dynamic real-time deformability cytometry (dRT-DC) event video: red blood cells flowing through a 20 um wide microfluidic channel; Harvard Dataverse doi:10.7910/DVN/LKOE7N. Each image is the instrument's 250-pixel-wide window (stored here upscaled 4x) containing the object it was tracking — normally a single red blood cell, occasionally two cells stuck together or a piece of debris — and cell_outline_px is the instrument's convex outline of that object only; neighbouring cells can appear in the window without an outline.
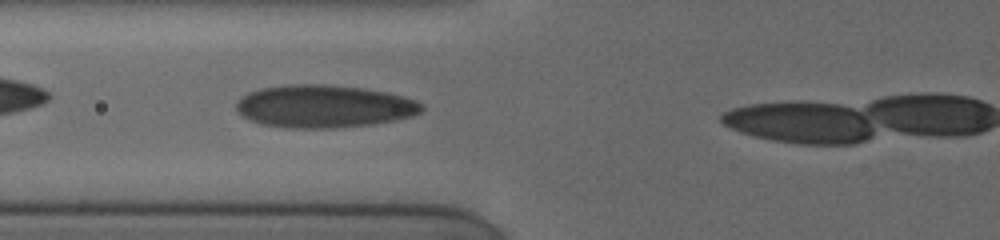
{"species": "human", "species_latin": "Homo sapiens", "temperature_condition": "cold", "stored_images_in_passage": 5, "camera_frame_rate_fps": 3000, "um_per_image_px": 0.085, "donor": {"sex": "female"}, "frame": {"image": 1, "passage_image": 4, "time_ms": 2.0, "image_size_px": [1000, 240], "cell_outline_px": [[424, 108], [420, 112], [412, 116], [372, 124], [328, 128], [288, 128], [260, 124], [248, 120], [236, 112], [236, 104], [248, 92], [264, 88], [288, 84], [324, 84], [364, 88], [404, 96], [416, 100]], "centroid_in_image_um": [27.5, 9.04], "position_along_channel_um": 98.3, "area_um2": 46.01}}